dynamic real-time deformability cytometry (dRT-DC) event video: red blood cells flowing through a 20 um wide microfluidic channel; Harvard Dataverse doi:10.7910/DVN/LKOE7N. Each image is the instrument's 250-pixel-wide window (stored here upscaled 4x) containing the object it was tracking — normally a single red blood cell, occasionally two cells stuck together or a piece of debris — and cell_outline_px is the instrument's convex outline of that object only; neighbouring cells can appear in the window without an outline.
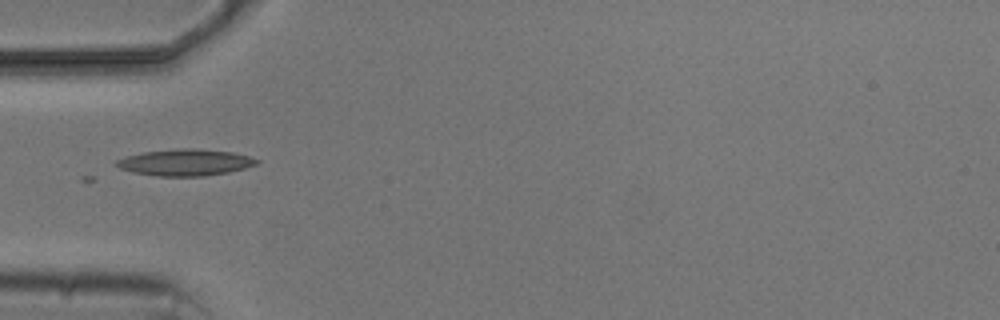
{"species": "common noctule bat (a hibernating species)", "species_latin": "Nyctalus noctula", "temperature_condition": "cold", "stored_images_in_passage": 7, "camera_frame_rate_fps": 3000, "um_per_image_px": 0.085, "animal": {"sex": "male", "body_mass_g": 20.5, "forearm_length_mm": 52.5}, "frame": {"image": 1, "passage_image": 4, "time_ms": 3.333, "image_size_px": [1000, 320], "cell_outline_px": [[260, 164], [228, 172], [204, 176], [156, 176], [132, 172], [120, 168], [116, 164], [116, 160], [128, 156], [144, 152], [180, 148], [196, 148], [232, 152], [248, 156], [260, 160]], "centroid_in_image_um": [15.78, 13.8], "position_along_channel_um": 69.2, "area_um2": 21.62}}
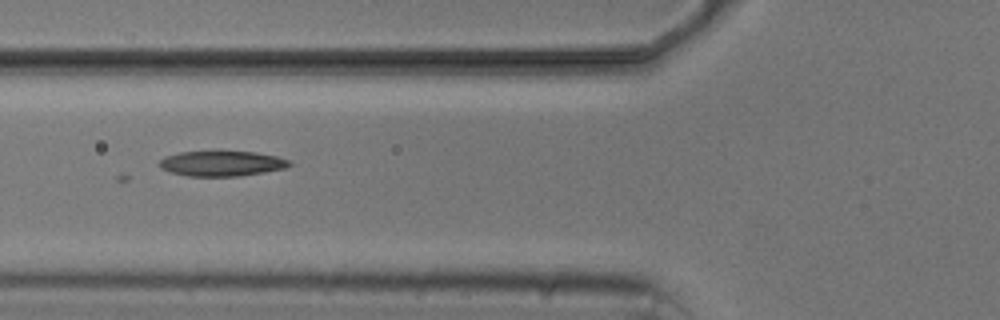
{"frame": {"image": 2, "passage_image": 5, "time_ms": 4.333, "image_size_px": [1000, 320], "cell_outline_px": [[292, 164], [288, 168], [240, 176], [188, 176], [172, 172], [160, 168], [160, 160], [164, 156], [180, 152], [212, 148], [216, 148], [256, 152], [276, 156], [292, 160]], "centroid_in_image_um": [18.88, 13.84], "position_along_channel_um": 106.9, "area_um2": 20.23}}
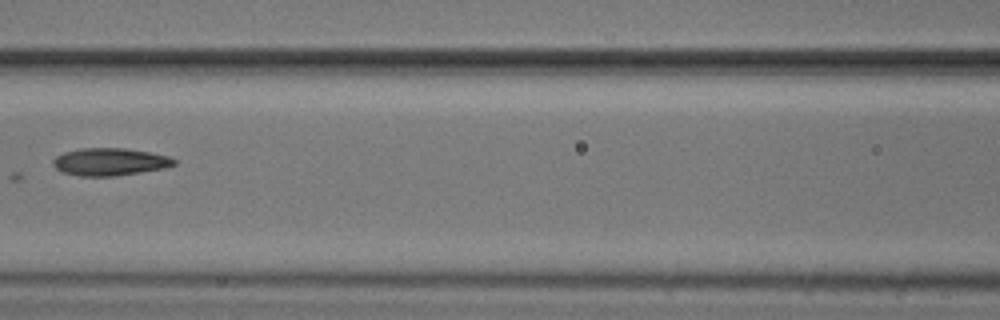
{"frame": {"image": 3, "passage_image": 6, "time_ms": 5.667, "image_size_px": [1000, 320], "cell_outline_px": [[176, 164], [164, 168], [116, 176], [80, 176], [64, 172], [56, 168], [52, 164], [52, 160], [56, 156], [64, 152], [80, 148], [124, 148], [148, 152], [168, 156], [176, 160]], "centroid_in_image_um": [9.32, 13.75], "position_along_channel_um": 157.3, "area_um2": 19.31}}